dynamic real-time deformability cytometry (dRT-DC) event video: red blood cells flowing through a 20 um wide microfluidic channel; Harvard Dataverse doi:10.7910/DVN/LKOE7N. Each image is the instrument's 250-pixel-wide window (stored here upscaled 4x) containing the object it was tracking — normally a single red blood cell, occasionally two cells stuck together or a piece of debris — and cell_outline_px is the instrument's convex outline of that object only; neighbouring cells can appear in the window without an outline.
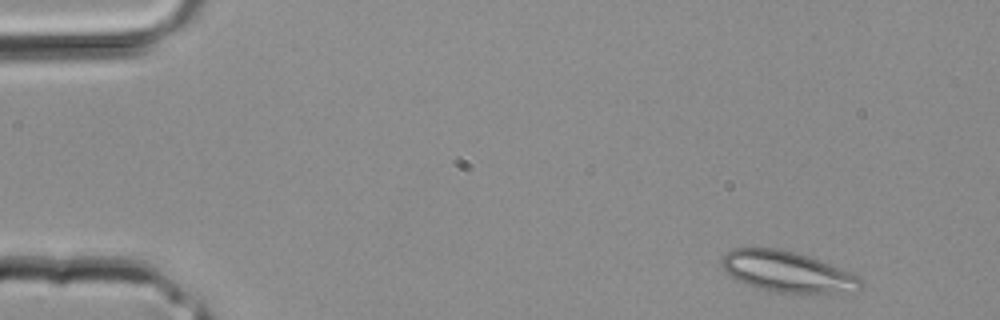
{"species": "common noctule bat (a hibernating species)", "species_latin": "Nyctalus noctula", "temperature_condition": "room temperature", "stored_images_in_passage": 3, "camera_frame_rate_fps": 3000, "um_per_image_px": 0.085, "animal": {"sex": "male", "body_mass_g": 20.4}, "frame": {"image": 1, "passage_image": 1, "time_ms": 0.0, "image_size_px": [1000, 320], "cell_outline_px": [[864, 284], [856, 292], [776, 292], [760, 288], [736, 280], [720, 264], [720, 260], [732, 248], [776, 248], [796, 252], [808, 256], [848, 272], [864, 280]], "centroid_in_image_um": [66.91, 23.09], "position_along_channel_um": 18.1, "area_um2": 32.43}}